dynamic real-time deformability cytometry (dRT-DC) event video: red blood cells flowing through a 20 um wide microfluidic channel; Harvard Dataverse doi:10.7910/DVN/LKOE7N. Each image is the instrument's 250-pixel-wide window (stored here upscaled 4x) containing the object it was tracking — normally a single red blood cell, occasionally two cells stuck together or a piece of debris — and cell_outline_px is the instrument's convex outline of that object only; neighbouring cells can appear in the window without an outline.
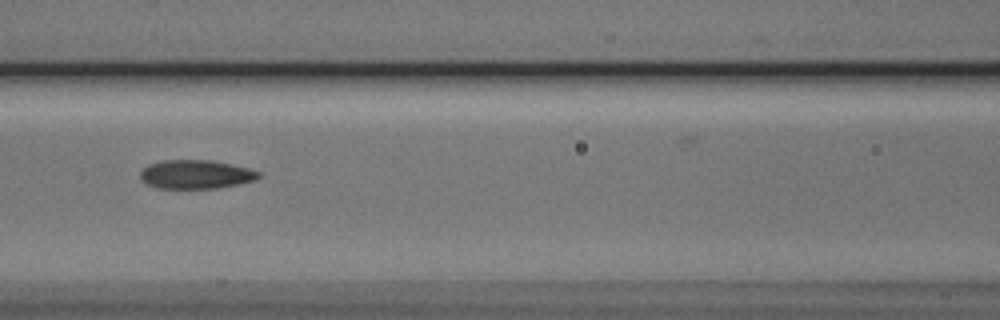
{"species": "Egyptian fruit bat (a non-hibernating species)", "species_latin": "Rousettus aegyptiacus", "temperature_condition": "cold", "stored_images_in_passage": 6, "camera_frame_rate_fps": 3000, "um_per_image_px": 0.085, "animal": {"sex": "male"}, "frame": {"image": 1, "passage_image": 6, "time_ms": 6.0, "image_size_px": [1000, 320], "cell_outline_px": [[260, 176], [256, 180], [220, 188], [156, 188], [148, 184], [140, 176], [140, 172], [148, 164], [164, 160], [212, 160], [248, 168], [260, 172]], "centroid_in_image_um": [16.66, 14.82], "position_along_channel_um": 149.9, "area_um2": 19.77}}